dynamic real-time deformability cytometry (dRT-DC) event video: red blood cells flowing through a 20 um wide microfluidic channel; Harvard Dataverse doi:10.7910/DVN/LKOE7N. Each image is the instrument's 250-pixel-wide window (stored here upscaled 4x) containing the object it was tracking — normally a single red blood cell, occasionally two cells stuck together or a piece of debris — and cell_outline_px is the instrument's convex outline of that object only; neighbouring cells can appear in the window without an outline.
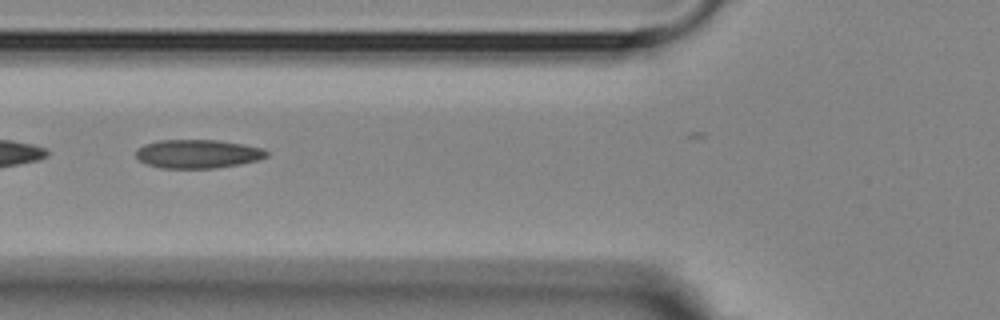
{"species": "Egyptian fruit bat (a non-hibernating species)", "species_latin": "Rousettus aegyptiacus", "temperature_condition": "room temperature", "stored_images_in_passage": 5, "camera_frame_rate_fps": 3000, "um_per_image_px": 0.085, "animal": {"sex": "female"}, "frame": {"image": 1, "passage_image": 5, "time_ms": 4.667, "image_size_px": [1000, 320], "cell_outline_px": [[268, 156], [256, 160], [240, 164], [216, 168], [160, 168], [148, 164], [140, 160], [136, 156], [136, 148], [144, 144], [160, 140], [216, 140], [244, 144], [264, 148], [268, 152]], "centroid_in_image_um": [16.81, 13.07], "position_along_channel_um": 109.0, "area_um2": 21.85}}